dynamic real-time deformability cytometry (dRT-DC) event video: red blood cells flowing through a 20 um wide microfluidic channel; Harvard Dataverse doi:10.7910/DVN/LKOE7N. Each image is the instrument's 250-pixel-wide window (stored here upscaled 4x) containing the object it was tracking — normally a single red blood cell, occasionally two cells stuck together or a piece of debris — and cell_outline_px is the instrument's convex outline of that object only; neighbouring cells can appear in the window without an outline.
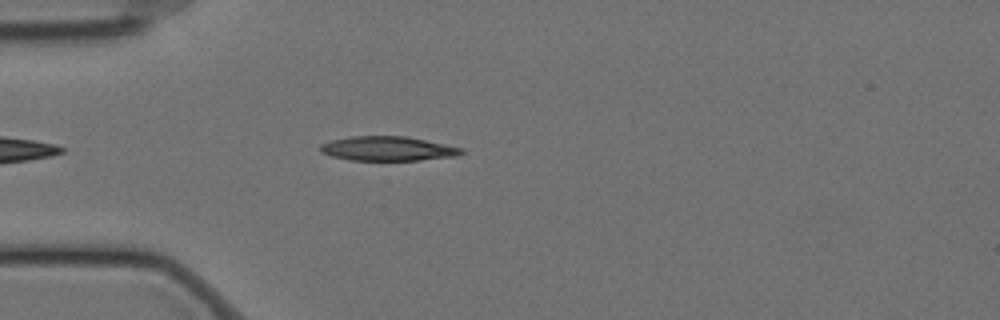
{"species": "Egyptian fruit bat (a non-hibernating species)", "species_latin": "Rousettus aegyptiacus", "temperature_condition": "cold", "stored_images_in_passage": 47, "camera_frame_rate_fps": 3000, "um_per_image_px": 0.085, "animal": {"sex": "female"}, "frame": {"image": 1, "passage_image": 5, "time_ms": 1.333, "image_size_px": [1000, 320], "cell_outline_px": [[464, 152], [456, 156], [420, 160], [348, 160], [332, 156], [320, 152], [320, 144], [332, 140], [352, 136], [408, 136], [464, 148]], "centroid_in_image_um": [32.97, 12.63], "position_along_channel_um": 52.0, "area_um2": 20.11}}
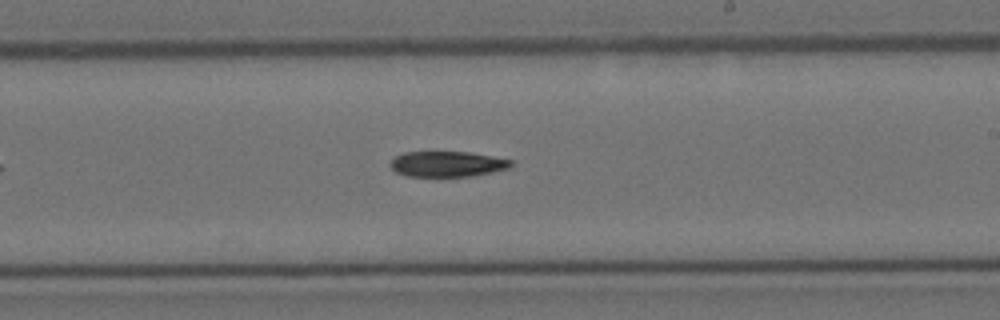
{"frame": {"image": 2, "passage_image": 23, "time_ms": 7.333, "image_size_px": [1000, 320], "cell_outline_px": [[512, 164], [508, 168], [492, 172], [472, 176], [404, 176], [396, 172], [388, 164], [396, 156], [404, 152], [468, 152], [512, 160]], "centroid_in_image_um": [37.98, 13.94], "position_along_channel_um": 251.0, "area_um2": 17.8}}
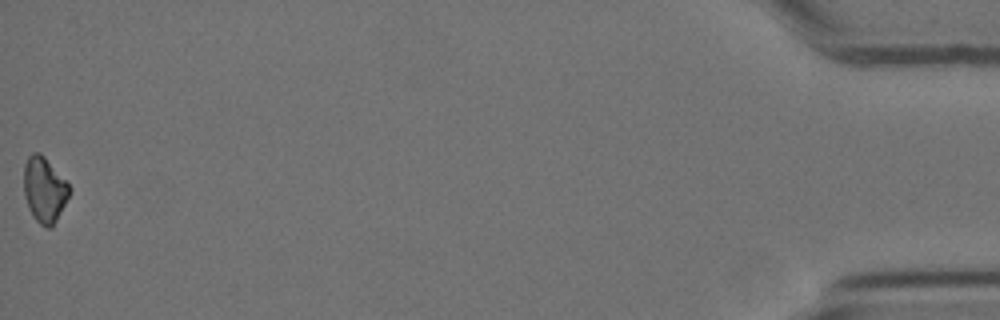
{"frame": {"image": 3, "passage_image": 47, "time_ms": 15.333, "image_size_px": [1000, 320], "cell_outline_px": [[72, 188], [52, 228], [48, 228], [40, 224], [32, 216], [28, 208], [24, 196], [24, 164], [28, 156], [32, 152], [40, 152], [44, 156]], "centroid_in_image_um": [3.75, 16.12], "position_along_channel_um": 431.5, "area_um2": 17.28}, "authors_computed_cell_mechanics": {"area_um2": 18.9006, "velocity_mm_per_s": 3.4802, "shape_relaxation_time_tau1_ms": 4.5493, "shape_relaxation_time_tau2_ms": null, "deformation_change_tau1": 0.1125, "deformation_change_tau2": null}}